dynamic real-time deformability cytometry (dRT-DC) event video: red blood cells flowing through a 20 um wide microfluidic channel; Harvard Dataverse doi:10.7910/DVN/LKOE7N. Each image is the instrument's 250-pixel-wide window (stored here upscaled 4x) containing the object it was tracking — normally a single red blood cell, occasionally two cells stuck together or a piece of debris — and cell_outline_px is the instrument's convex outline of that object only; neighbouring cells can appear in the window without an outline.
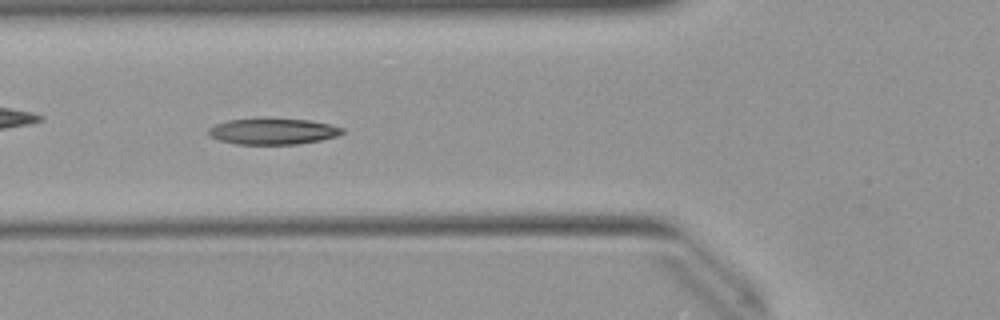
{"species": "Egyptian fruit bat (a non-hibernating species)", "species_latin": "Rousettus aegyptiacus", "temperature_condition": "warm", "stored_images_in_passage": 51, "camera_frame_rate_fps": 3000, "um_per_image_px": 0.085, "animal": {"sex": "female"}, "frame": {"image": 1, "passage_image": 18, "time_ms": 5.667, "image_size_px": [1000, 320], "cell_outline_px": [[344, 132], [336, 136], [320, 140], [300, 144], [236, 144], [220, 140], [212, 136], [208, 132], [208, 128], [216, 124], [228, 120], [268, 116], [308, 120], [328, 124], [344, 128]], "centroid_in_image_um": [23.19, 11.13], "position_along_channel_um": 102.6, "area_um2": 20.81}}
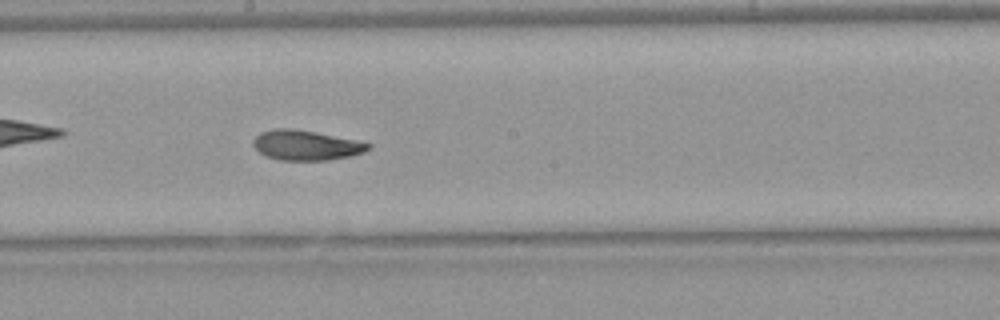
{"frame": {"image": 2, "passage_image": 27, "time_ms": 8.667, "image_size_px": [1000, 320], "cell_outline_px": [[372, 148], [364, 152], [352, 156], [328, 160], [280, 160], [268, 156], [260, 152], [252, 144], [252, 140], [260, 132], [272, 128], [292, 128], [316, 132], [356, 140], [372, 144]], "centroid_in_image_um": [26.03, 12.34], "position_along_channel_um": 222.2, "area_um2": 20.17}}
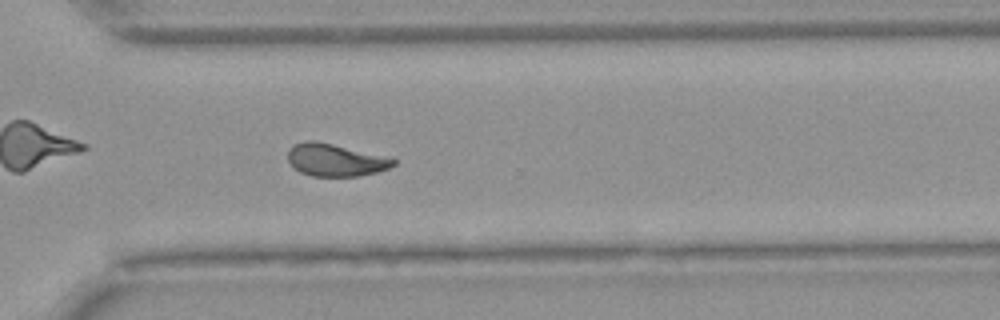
{"frame": {"image": 3, "passage_image": 36, "time_ms": 11.667, "image_size_px": [1000, 320], "cell_outline_px": [[396, 164], [388, 168], [376, 172], [360, 176], [312, 176], [300, 172], [288, 160], [288, 148], [292, 144], [304, 140], [316, 140], [392, 156], [396, 160]], "centroid_in_image_um": [28.55, 13.57], "position_along_channel_um": 342.1, "area_um2": 20.46}, "authors_computed_cell_mechanics": {"area_um2": 20.4612, "velocity_mm_per_s": 3.9936, "shape_relaxation_time_tau1_ms": 7.638, "shape_relaxation_time_tau2_ms": 2.4633, "deformation_change_tau1": 0.2339, "deformation_change_tau2": 0.0898}}